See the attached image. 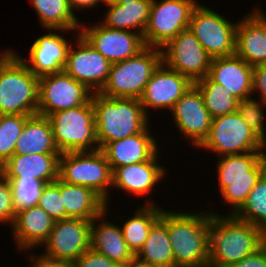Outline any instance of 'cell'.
Segmentation results:
<instances>
[{
	"label": "cell",
	"mask_w": 266,
	"mask_h": 267,
	"mask_svg": "<svg viewBox=\"0 0 266 267\" xmlns=\"http://www.w3.org/2000/svg\"><path fill=\"white\" fill-rule=\"evenodd\" d=\"M266 232L233 214L211 212L209 222V266L231 267L265 243Z\"/></svg>",
	"instance_id": "6da1fadb"
},
{
	"label": "cell",
	"mask_w": 266,
	"mask_h": 267,
	"mask_svg": "<svg viewBox=\"0 0 266 267\" xmlns=\"http://www.w3.org/2000/svg\"><path fill=\"white\" fill-rule=\"evenodd\" d=\"M203 211L162 210L160 219L168 227L174 267L209 266V222L212 210Z\"/></svg>",
	"instance_id": "7a4b0ae2"
},
{
	"label": "cell",
	"mask_w": 266,
	"mask_h": 267,
	"mask_svg": "<svg viewBox=\"0 0 266 267\" xmlns=\"http://www.w3.org/2000/svg\"><path fill=\"white\" fill-rule=\"evenodd\" d=\"M99 149L107 143L143 132L150 124L139 99L106 97L93 93Z\"/></svg>",
	"instance_id": "3957f363"
},
{
	"label": "cell",
	"mask_w": 266,
	"mask_h": 267,
	"mask_svg": "<svg viewBox=\"0 0 266 267\" xmlns=\"http://www.w3.org/2000/svg\"><path fill=\"white\" fill-rule=\"evenodd\" d=\"M266 171V152L220 156L217 174L220 197L234 214L246 201L248 193Z\"/></svg>",
	"instance_id": "277c9868"
},
{
	"label": "cell",
	"mask_w": 266,
	"mask_h": 267,
	"mask_svg": "<svg viewBox=\"0 0 266 267\" xmlns=\"http://www.w3.org/2000/svg\"><path fill=\"white\" fill-rule=\"evenodd\" d=\"M39 77L18 53L0 69V115L38 114Z\"/></svg>",
	"instance_id": "5b68a950"
},
{
	"label": "cell",
	"mask_w": 266,
	"mask_h": 267,
	"mask_svg": "<svg viewBox=\"0 0 266 267\" xmlns=\"http://www.w3.org/2000/svg\"><path fill=\"white\" fill-rule=\"evenodd\" d=\"M47 117L61 154L99 149L92 99L79 107L60 110Z\"/></svg>",
	"instance_id": "8992f818"
},
{
	"label": "cell",
	"mask_w": 266,
	"mask_h": 267,
	"mask_svg": "<svg viewBox=\"0 0 266 267\" xmlns=\"http://www.w3.org/2000/svg\"><path fill=\"white\" fill-rule=\"evenodd\" d=\"M161 62V49L146 47L132 58L112 63L107 81L99 93L106 97L140 99Z\"/></svg>",
	"instance_id": "52a82bcc"
},
{
	"label": "cell",
	"mask_w": 266,
	"mask_h": 267,
	"mask_svg": "<svg viewBox=\"0 0 266 267\" xmlns=\"http://www.w3.org/2000/svg\"><path fill=\"white\" fill-rule=\"evenodd\" d=\"M58 178L65 183L92 189L109 205L112 170L101 149L62 153Z\"/></svg>",
	"instance_id": "ba28073f"
},
{
	"label": "cell",
	"mask_w": 266,
	"mask_h": 267,
	"mask_svg": "<svg viewBox=\"0 0 266 267\" xmlns=\"http://www.w3.org/2000/svg\"><path fill=\"white\" fill-rule=\"evenodd\" d=\"M199 149H207L218 157L249 152H266V142L233 112L212 118L209 134Z\"/></svg>",
	"instance_id": "9c48e42d"
},
{
	"label": "cell",
	"mask_w": 266,
	"mask_h": 267,
	"mask_svg": "<svg viewBox=\"0 0 266 267\" xmlns=\"http://www.w3.org/2000/svg\"><path fill=\"white\" fill-rule=\"evenodd\" d=\"M197 0H153L143 33L146 47L161 49L177 34L189 28Z\"/></svg>",
	"instance_id": "30bf717a"
},
{
	"label": "cell",
	"mask_w": 266,
	"mask_h": 267,
	"mask_svg": "<svg viewBox=\"0 0 266 267\" xmlns=\"http://www.w3.org/2000/svg\"><path fill=\"white\" fill-rule=\"evenodd\" d=\"M189 29L212 58L235 54L237 23L218 11L198 3L192 12Z\"/></svg>",
	"instance_id": "8fae6325"
},
{
	"label": "cell",
	"mask_w": 266,
	"mask_h": 267,
	"mask_svg": "<svg viewBox=\"0 0 266 267\" xmlns=\"http://www.w3.org/2000/svg\"><path fill=\"white\" fill-rule=\"evenodd\" d=\"M161 52L164 64L193 83L208 76L212 57L189 28L180 31L161 48Z\"/></svg>",
	"instance_id": "7c38bea8"
},
{
	"label": "cell",
	"mask_w": 266,
	"mask_h": 267,
	"mask_svg": "<svg viewBox=\"0 0 266 267\" xmlns=\"http://www.w3.org/2000/svg\"><path fill=\"white\" fill-rule=\"evenodd\" d=\"M93 92L64 70L39 77L38 114L49 116L60 110L86 104Z\"/></svg>",
	"instance_id": "4fadbf2b"
},
{
	"label": "cell",
	"mask_w": 266,
	"mask_h": 267,
	"mask_svg": "<svg viewBox=\"0 0 266 267\" xmlns=\"http://www.w3.org/2000/svg\"><path fill=\"white\" fill-rule=\"evenodd\" d=\"M76 36H74L76 40L71 43L68 50L63 70L76 81L83 83L93 93H99L107 81L112 63L100 54L80 32H77Z\"/></svg>",
	"instance_id": "5bb4252c"
},
{
	"label": "cell",
	"mask_w": 266,
	"mask_h": 267,
	"mask_svg": "<svg viewBox=\"0 0 266 267\" xmlns=\"http://www.w3.org/2000/svg\"><path fill=\"white\" fill-rule=\"evenodd\" d=\"M80 34L111 63L125 61L146 48L142 34L108 28L100 22L94 26L81 22Z\"/></svg>",
	"instance_id": "9a60e30c"
},
{
	"label": "cell",
	"mask_w": 266,
	"mask_h": 267,
	"mask_svg": "<svg viewBox=\"0 0 266 267\" xmlns=\"http://www.w3.org/2000/svg\"><path fill=\"white\" fill-rule=\"evenodd\" d=\"M91 220L68 218L55 221L48 239L42 244L43 255L74 262L90 249Z\"/></svg>",
	"instance_id": "2e32d148"
},
{
	"label": "cell",
	"mask_w": 266,
	"mask_h": 267,
	"mask_svg": "<svg viewBox=\"0 0 266 267\" xmlns=\"http://www.w3.org/2000/svg\"><path fill=\"white\" fill-rule=\"evenodd\" d=\"M192 85L193 82L188 77L161 62L153 72L139 99L145 114L149 115V108L171 111L175 103Z\"/></svg>",
	"instance_id": "e0dca14e"
},
{
	"label": "cell",
	"mask_w": 266,
	"mask_h": 267,
	"mask_svg": "<svg viewBox=\"0 0 266 267\" xmlns=\"http://www.w3.org/2000/svg\"><path fill=\"white\" fill-rule=\"evenodd\" d=\"M170 112L179 133L198 148L207 138L212 124L199 90L192 85Z\"/></svg>",
	"instance_id": "ac0fdd59"
},
{
	"label": "cell",
	"mask_w": 266,
	"mask_h": 267,
	"mask_svg": "<svg viewBox=\"0 0 266 267\" xmlns=\"http://www.w3.org/2000/svg\"><path fill=\"white\" fill-rule=\"evenodd\" d=\"M49 33L36 38L30 46L27 60L19 56L37 77L63 71L71 42L63 35L71 30L48 29ZM53 31V32H52ZM57 31L58 33L54 32Z\"/></svg>",
	"instance_id": "d6986e66"
},
{
	"label": "cell",
	"mask_w": 266,
	"mask_h": 267,
	"mask_svg": "<svg viewBox=\"0 0 266 267\" xmlns=\"http://www.w3.org/2000/svg\"><path fill=\"white\" fill-rule=\"evenodd\" d=\"M158 153L159 151L148 161L116 168L112 172V190L116 188V191L122 190L138 197H147L151 191L154 192L157 183L167 175Z\"/></svg>",
	"instance_id": "ffe728a7"
},
{
	"label": "cell",
	"mask_w": 266,
	"mask_h": 267,
	"mask_svg": "<svg viewBox=\"0 0 266 267\" xmlns=\"http://www.w3.org/2000/svg\"><path fill=\"white\" fill-rule=\"evenodd\" d=\"M241 21H237L236 51L250 66L266 64V14L253 7Z\"/></svg>",
	"instance_id": "44dd1931"
},
{
	"label": "cell",
	"mask_w": 266,
	"mask_h": 267,
	"mask_svg": "<svg viewBox=\"0 0 266 267\" xmlns=\"http://www.w3.org/2000/svg\"><path fill=\"white\" fill-rule=\"evenodd\" d=\"M54 223L55 220L38 205L17 211L11 225L16 248L28 252L41 247L48 239Z\"/></svg>",
	"instance_id": "7402d4cb"
},
{
	"label": "cell",
	"mask_w": 266,
	"mask_h": 267,
	"mask_svg": "<svg viewBox=\"0 0 266 267\" xmlns=\"http://www.w3.org/2000/svg\"><path fill=\"white\" fill-rule=\"evenodd\" d=\"M208 77L221 84L238 100L250 98L253 94V66L236 54L212 58Z\"/></svg>",
	"instance_id": "603a6c76"
},
{
	"label": "cell",
	"mask_w": 266,
	"mask_h": 267,
	"mask_svg": "<svg viewBox=\"0 0 266 267\" xmlns=\"http://www.w3.org/2000/svg\"><path fill=\"white\" fill-rule=\"evenodd\" d=\"M150 127L141 133L109 142L101 149L112 172L123 165L148 161L160 151L156 137L150 133Z\"/></svg>",
	"instance_id": "cb8c5ba5"
},
{
	"label": "cell",
	"mask_w": 266,
	"mask_h": 267,
	"mask_svg": "<svg viewBox=\"0 0 266 267\" xmlns=\"http://www.w3.org/2000/svg\"><path fill=\"white\" fill-rule=\"evenodd\" d=\"M108 207L91 222L90 248L116 263L132 261L135 254L124 240L121 226L107 221L108 218L105 219L109 213Z\"/></svg>",
	"instance_id": "d4e9b609"
},
{
	"label": "cell",
	"mask_w": 266,
	"mask_h": 267,
	"mask_svg": "<svg viewBox=\"0 0 266 267\" xmlns=\"http://www.w3.org/2000/svg\"><path fill=\"white\" fill-rule=\"evenodd\" d=\"M61 153L19 155L14 154L1 167L5 177L35 178L44 183L54 182L59 177Z\"/></svg>",
	"instance_id": "484cf974"
},
{
	"label": "cell",
	"mask_w": 266,
	"mask_h": 267,
	"mask_svg": "<svg viewBox=\"0 0 266 267\" xmlns=\"http://www.w3.org/2000/svg\"><path fill=\"white\" fill-rule=\"evenodd\" d=\"M153 0H118L106 4L108 11L99 21L112 29L138 32L143 35L148 24Z\"/></svg>",
	"instance_id": "4316f807"
},
{
	"label": "cell",
	"mask_w": 266,
	"mask_h": 267,
	"mask_svg": "<svg viewBox=\"0 0 266 267\" xmlns=\"http://www.w3.org/2000/svg\"><path fill=\"white\" fill-rule=\"evenodd\" d=\"M36 153H60L48 117L40 114L31 115L26 120L14 149V154L19 155Z\"/></svg>",
	"instance_id": "83f0119b"
},
{
	"label": "cell",
	"mask_w": 266,
	"mask_h": 267,
	"mask_svg": "<svg viewBox=\"0 0 266 267\" xmlns=\"http://www.w3.org/2000/svg\"><path fill=\"white\" fill-rule=\"evenodd\" d=\"M60 193L69 218L93 220L106 211V202L92 189L60 180Z\"/></svg>",
	"instance_id": "f1b7e54d"
},
{
	"label": "cell",
	"mask_w": 266,
	"mask_h": 267,
	"mask_svg": "<svg viewBox=\"0 0 266 267\" xmlns=\"http://www.w3.org/2000/svg\"><path fill=\"white\" fill-rule=\"evenodd\" d=\"M135 210L134 216L126 219L121 226L123 238L136 255L149 236L151 227L161 218L162 208L150 199Z\"/></svg>",
	"instance_id": "f546056e"
},
{
	"label": "cell",
	"mask_w": 266,
	"mask_h": 267,
	"mask_svg": "<svg viewBox=\"0 0 266 267\" xmlns=\"http://www.w3.org/2000/svg\"><path fill=\"white\" fill-rule=\"evenodd\" d=\"M135 258L157 267H174L168 227L161 219L151 227L147 240Z\"/></svg>",
	"instance_id": "4dcf8cb0"
},
{
	"label": "cell",
	"mask_w": 266,
	"mask_h": 267,
	"mask_svg": "<svg viewBox=\"0 0 266 267\" xmlns=\"http://www.w3.org/2000/svg\"><path fill=\"white\" fill-rule=\"evenodd\" d=\"M42 28L80 32L81 21L70 9L68 0H30Z\"/></svg>",
	"instance_id": "1f68e13d"
},
{
	"label": "cell",
	"mask_w": 266,
	"mask_h": 267,
	"mask_svg": "<svg viewBox=\"0 0 266 267\" xmlns=\"http://www.w3.org/2000/svg\"><path fill=\"white\" fill-rule=\"evenodd\" d=\"M199 90L205 107L212 118L237 111L239 100L221 84L213 82L208 76L193 83Z\"/></svg>",
	"instance_id": "d6a6232c"
},
{
	"label": "cell",
	"mask_w": 266,
	"mask_h": 267,
	"mask_svg": "<svg viewBox=\"0 0 266 267\" xmlns=\"http://www.w3.org/2000/svg\"><path fill=\"white\" fill-rule=\"evenodd\" d=\"M233 215L266 232V171L248 193L246 201Z\"/></svg>",
	"instance_id": "836d02e7"
},
{
	"label": "cell",
	"mask_w": 266,
	"mask_h": 267,
	"mask_svg": "<svg viewBox=\"0 0 266 267\" xmlns=\"http://www.w3.org/2000/svg\"><path fill=\"white\" fill-rule=\"evenodd\" d=\"M31 115H0V167L14 155L16 142Z\"/></svg>",
	"instance_id": "e575fe53"
},
{
	"label": "cell",
	"mask_w": 266,
	"mask_h": 267,
	"mask_svg": "<svg viewBox=\"0 0 266 267\" xmlns=\"http://www.w3.org/2000/svg\"><path fill=\"white\" fill-rule=\"evenodd\" d=\"M6 178L12 185L13 200L16 211L38 205L39 198L46 183L35 178Z\"/></svg>",
	"instance_id": "d590c367"
},
{
	"label": "cell",
	"mask_w": 266,
	"mask_h": 267,
	"mask_svg": "<svg viewBox=\"0 0 266 267\" xmlns=\"http://www.w3.org/2000/svg\"><path fill=\"white\" fill-rule=\"evenodd\" d=\"M257 100L258 99H254L253 97L239 100L237 112L248 126L266 142V125H264L266 112L263 110L266 104Z\"/></svg>",
	"instance_id": "8d00e7d4"
},
{
	"label": "cell",
	"mask_w": 266,
	"mask_h": 267,
	"mask_svg": "<svg viewBox=\"0 0 266 267\" xmlns=\"http://www.w3.org/2000/svg\"><path fill=\"white\" fill-rule=\"evenodd\" d=\"M38 206L44 209L55 221L69 218L66 215L63 196L60 193L59 178L54 182L45 184L39 198Z\"/></svg>",
	"instance_id": "74e56055"
},
{
	"label": "cell",
	"mask_w": 266,
	"mask_h": 267,
	"mask_svg": "<svg viewBox=\"0 0 266 267\" xmlns=\"http://www.w3.org/2000/svg\"><path fill=\"white\" fill-rule=\"evenodd\" d=\"M16 208L14 206L13 191L10 181L0 172V223L12 225Z\"/></svg>",
	"instance_id": "f35d334b"
},
{
	"label": "cell",
	"mask_w": 266,
	"mask_h": 267,
	"mask_svg": "<svg viewBox=\"0 0 266 267\" xmlns=\"http://www.w3.org/2000/svg\"><path fill=\"white\" fill-rule=\"evenodd\" d=\"M73 263L75 267H115L117 264L107 256L95 252L91 248Z\"/></svg>",
	"instance_id": "ab89813d"
},
{
	"label": "cell",
	"mask_w": 266,
	"mask_h": 267,
	"mask_svg": "<svg viewBox=\"0 0 266 267\" xmlns=\"http://www.w3.org/2000/svg\"><path fill=\"white\" fill-rule=\"evenodd\" d=\"M26 257L28 260H31V263L27 267H75L72 261L53 259L43 254H37L36 256L32 250L30 253L29 251L27 252Z\"/></svg>",
	"instance_id": "60d3db41"
},
{
	"label": "cell",
	"mask_w": 266,
	"mask_h": 267,
	"mask_svg": "<svg viewBox=\"0 0 266 267\" xmlns=\"http://www.w3.org/2000/svg\"><path fill=\"white\" fill-rule=\"evenodd\" d=\"M252 92V95L256 92L259 100L266 104V64L253 66Z\"/></svg>",
	"instance_id": "b9f144b4"
},
{
	"label": "cell",
	"mask_w": 266,
	"mask_h": 267,
	"mask_svg": "<svg viewBox=\"0 0 266 267\" xmlns=\"http://www.w3.org/2000/svg\"><path fill=\"white\" fill-rule=\"evenodd\" d=\"M231 267H266V245L246 256Z\"/></svg>",
	"instance_id": "7bdbcfd3"
},
{
	"label": "cell",
	"mask_w": 266,
	"mask_h": 267,
	"mask_svg": "<svg viewBox=\"0 0 266 267\" xmlns=\"http://www.w3.org/2000/svg\"><path fill=\"white\" fill-rule=\"evenodd\" d=\"M68 3L73 13L75 10L78 12L84 11V9L86 12L87 9L92 10V7L97 8L101 4L99 0H68Z\"/></svg>",
	"instance_id": "ee69618b"
},
{
	"label": "cell",
	"mask_w": 266,
	"mask_h": 267,
	"mask_svg": "<svg viewBox=\"0 0 266 267\" xmlns=\"http://www.w3.org/2000/svg\"><path fill=\"white\" fill-rule=\"evenodd\" d=\"M15 55V51L11 49L6 48L5 51H0V69Z\"/></svg>",
	"instance_id": "f6af8a7d"
},
{
	"label": "cell",
	"mask_w": 266,
	"mask_h": 267,
	"mask_svg": "<svg viewBox=\"0 0 266 267\" xmlns=\"http://www.w3.org/2000/svg\"><path fill=\"white\" fill-rule=\"evenodd\" d=\"M130 267H157V266L141 262L137 258H134L132 261H130Z\"/></svg>",
	"instance_id": "bcb514c9"
},
{
	"label": "cell",
	"mask_w": 266,
	"mask_h": 267,
	"mask_svg": "<svg viewBox=\"0 0 266 267\" xmlns=\"http://www.w3.org/2000/svg\"><path fill=\"white\" fill-rule=\"evenodd\" d=\"M115 267H130V261L126 263H117Z\"/></svg>",
	"instance_id": "7dc6e473"
},
{
	"label": "cell",
	"mask_w": 266,
	"mask_h": 267,
	"mask_svg": "<svg viewBox=\"0 0 266 267\" xmlns=\"http://www.w3.org/2000/svg\"><path fill=\"white\" fill-rule=\"evenodd\" d=\"M100 3H103V5L105 4H109V3H113V2H117L118 0H99Z\"/></svg>",
	"instance_id": "c3c4849f"
}]
</instances>
